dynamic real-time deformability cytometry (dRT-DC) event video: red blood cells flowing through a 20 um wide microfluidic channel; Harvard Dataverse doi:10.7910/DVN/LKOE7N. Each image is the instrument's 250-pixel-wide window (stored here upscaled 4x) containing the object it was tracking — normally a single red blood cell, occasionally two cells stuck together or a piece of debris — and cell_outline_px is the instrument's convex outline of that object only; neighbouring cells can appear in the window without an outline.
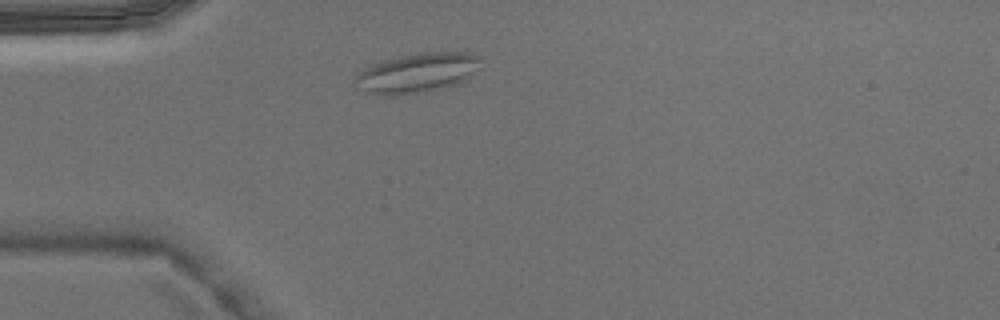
{"species": "Egyptian fruit bat (a non-hibernating species)", "species_latin": "Rousettus aegyptiacus", "temperature_condition": "warm", "stored_images_in_passage": 2, "camera_frame_rate_fps": 3000, "um_per_image_px": 0.085, "animal": {"sex": "male"}, "frame": {"image": 1, "passage_image": 1, "time_ms": 0.0, "image_size_px": [1000, 320], "cell_outline_px": [[480, 60], [464, 80], [440, 88], [416, 92], [368, 92], [352, 80], [364, 68], [372, 64], [384, 60], [420, 52], [472, 52], [480, 56]], "centroid_in_image_um": [35.47, 6.12], "position_along_channel_um": 49.5, "area_um2": 27.28}}